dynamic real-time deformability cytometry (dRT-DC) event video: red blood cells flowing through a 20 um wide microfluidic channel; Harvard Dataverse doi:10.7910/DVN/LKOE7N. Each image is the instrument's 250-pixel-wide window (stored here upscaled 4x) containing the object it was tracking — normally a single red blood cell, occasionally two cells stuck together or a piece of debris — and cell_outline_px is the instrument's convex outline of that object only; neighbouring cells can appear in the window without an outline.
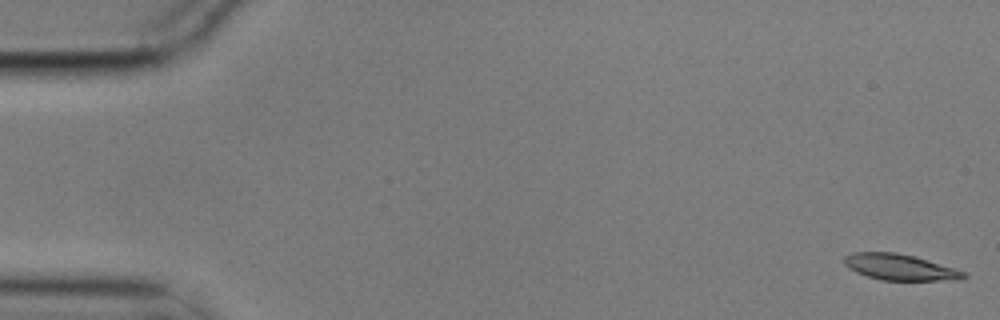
{"species": "common noctule bat (a hibernating species)", "species_latin": "Nyctalus noctula", "temperature_condition": "cold", "stored_images_in_passage": 15, "camera_frame_rate_fps": 3000, "um_per_image_px": 0.085, "animal": {"sex": "male", "body_mass_g": 17.9}, "frame": {"image": 1, "passage_image": 1, "time_ms": 0.0, "image_size_px": [1000, 320], "cell_outline_px": [[968, 276], [956, 280], [880, 280], [856, 272], [848, 268], [844, 264], [844, 256], [852, 252], [896, 252], [912, 256], [968, 272]], "centroid_in_image_um": [76.47, 22.71], "position_along_channel_um": 8.5, "area_um2": 18.03}}
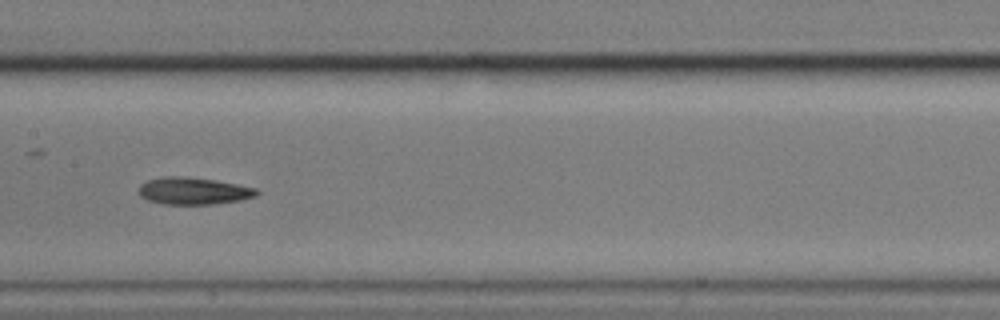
{"frame": {"image": 2, "passage_image": 8, "time_ms": 2.333, "image_size_px": [1000, 320], "cell_outline_px": [[260, 192], [256, 196], [240, 200], [212, 204], [164, 204], [148, 200], [140, 196], [136, 192], [140, 184], [148, 180], [164, 176], [188, 176], [216, 180], [256, 188]], "centroid_in_image_um": [16.41, 16.22], "position_along_channel_um": 191.0, "area_um2": 18.79}}
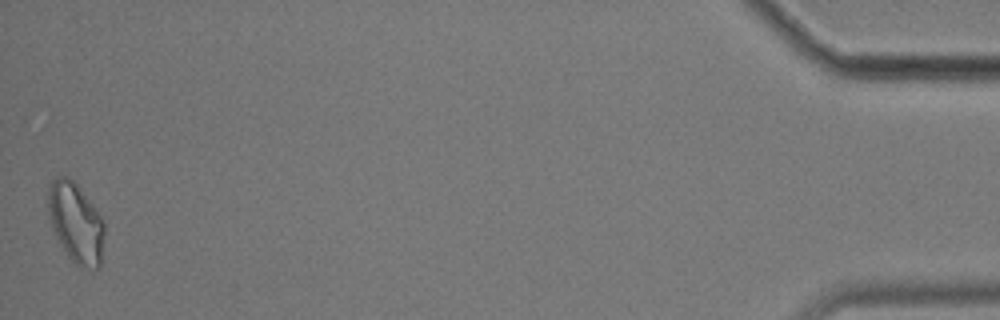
{"frame": {"image": 3, "passage_image": 15, "time_ms": 4.667, "image_size_px": [1000, 320], "cell_outline_px": [[104, 236], [100, 268], [96, 268], [76, 264], [68, 256], [56, 236], [52, 228], [48, 212], [48, 188], [52, 180], [56, 176], [68, 176], [76, 184], [92, 204], [104, 220]], "centroid_in_image_um": [6.44, 18.9], "position_along_channel_um": 428.8, "area_um2": 25.95}}